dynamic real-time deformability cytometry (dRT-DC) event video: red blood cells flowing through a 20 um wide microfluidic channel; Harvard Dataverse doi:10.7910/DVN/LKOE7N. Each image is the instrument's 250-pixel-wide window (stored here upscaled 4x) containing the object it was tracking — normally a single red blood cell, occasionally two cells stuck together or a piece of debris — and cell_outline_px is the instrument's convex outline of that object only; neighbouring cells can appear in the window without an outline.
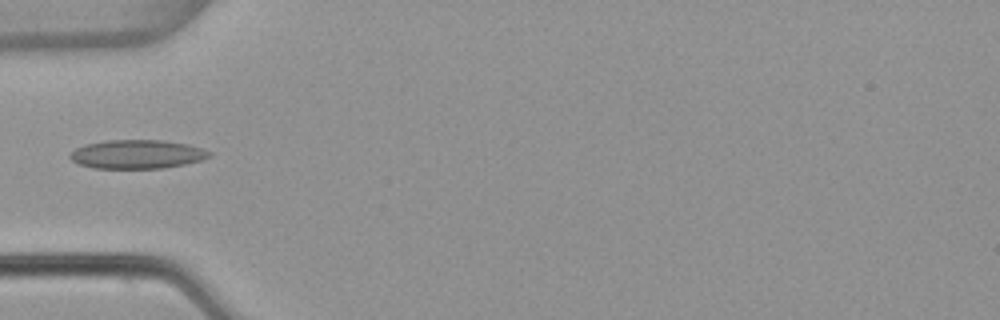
{"species": "common noctule bat (a hibernating species)", "species_latin": "Nyctalus noctula", "temperature_condition": "warm", "stored_images_in_passage": 4, "camera_frame_rate_fps": 3000, "um_per_image_px": 0.085, "animal": {"sex": "female", "body_mass_g": 22.7, "forearm_length_mm": 54.2}, "frame": {"image": 1, "passage_image": 4, "time_ms": 1.0, "image_size_px": [1000, 320], "cell_outline_px": [[212, 156], [200, 160], [184, 164], [164, 168], [92, 168], [80, 164], [72, 160], [68, 156], [76, 148], [84, 144], [104, 140], [160, 140], [188, 144], [204, 148], [212, 152]], "centroid_in_image_um": [11.67, 13.1], "position_along_channel_um": 73.3, "area_um2": 23.47}}